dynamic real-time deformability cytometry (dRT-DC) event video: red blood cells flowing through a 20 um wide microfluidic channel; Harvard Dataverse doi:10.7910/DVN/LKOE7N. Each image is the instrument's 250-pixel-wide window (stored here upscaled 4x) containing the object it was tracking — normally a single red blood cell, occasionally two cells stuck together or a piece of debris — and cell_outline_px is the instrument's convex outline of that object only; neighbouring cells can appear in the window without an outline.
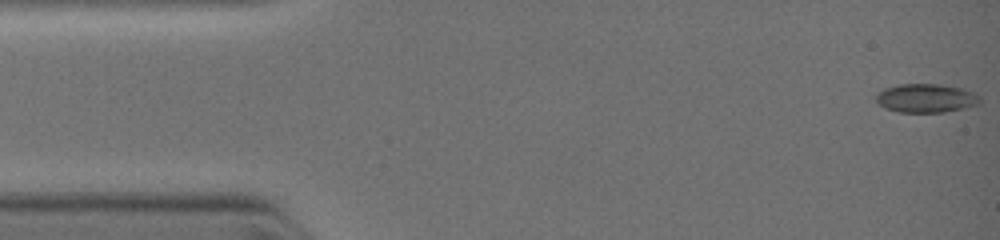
{"species": "common noctule bat (a hibernating species)", "species_latin": "Nyctalus noctula", "temperature_condition": "warm", "stored_images_in_passage": 17, "camera_frame_rate_fps": 3000, "um_per_image_px": 0.085, "animal": {"sex": "female", "body_mass_g": 19.0, "forearm_length_mm": 51.5}, "frame": {"image": 1, "passage_image": 1, "time_ms": 0.0, "image_size_px": [1000, 240], "cell_outline_px": [[980, 104], [964, 108], [944, 112], [900, 112], [884, 108], [876, 100], [876, 92], [884, 88], [900, 84], [940, 84], [960, 88], [976, 92], [980, 96]], "centroid_in_image_um": [78.72, 8.34], "position_along_channel_um": 6.3, "area_um2": 17.51}}
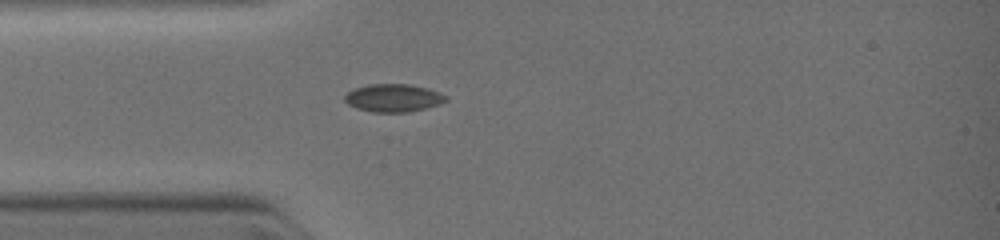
{"frame": {"image": 2, "passage_image": 11, "time_ms": 3.0, "image_size_px": [1000, 240], "cell_outline_px": [[448, 100], [424, 108], [404, 112], [372, 112], [356, 108], [348, 104], [344, 100], [344, 96], [352, 88], [368, 84], [408, 84], [428, 88], [440, 92], [448, 96]], "centroid_in_image_um": [33.4, 8.31], "position_along_channel_um": 51.6, "area_um2": 16.42}}